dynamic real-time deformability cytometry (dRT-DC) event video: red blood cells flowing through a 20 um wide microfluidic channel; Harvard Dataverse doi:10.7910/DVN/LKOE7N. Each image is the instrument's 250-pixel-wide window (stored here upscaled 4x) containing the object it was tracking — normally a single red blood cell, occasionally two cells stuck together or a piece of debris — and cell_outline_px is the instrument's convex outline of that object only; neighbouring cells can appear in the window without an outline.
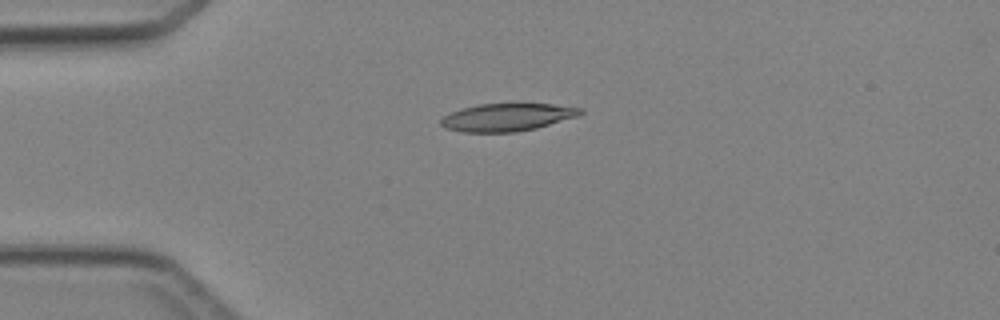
{"species": "Egyptian fruit bat (a non-hibernating species)", "species_latin": "Rousettus aegyptiacus", "temperature_condition": "cold", "stored_images_in_passage": 2, "camera_frame_rate_fps": 3000, "um_per_image_px": 0.085, "animal": {"sex": "female"}, "frame": {"image": 1, "passage_image": 1, "time_ms": 0.0, "image_size_px": [1000, 320], "cell_outline_px": [[584, 112], [580, 116], [536, 128], [516, 132], [460, 132], [444, 128], [440, 124], [440, 120], [444, 116], [460, 108], [480, 104], [516, 100], [520, 100], [584, 108]], "centroid_in_image_um": [43.16, 9.91], "position_along_channel_um": 41.8, "area_um2": 23.76}}
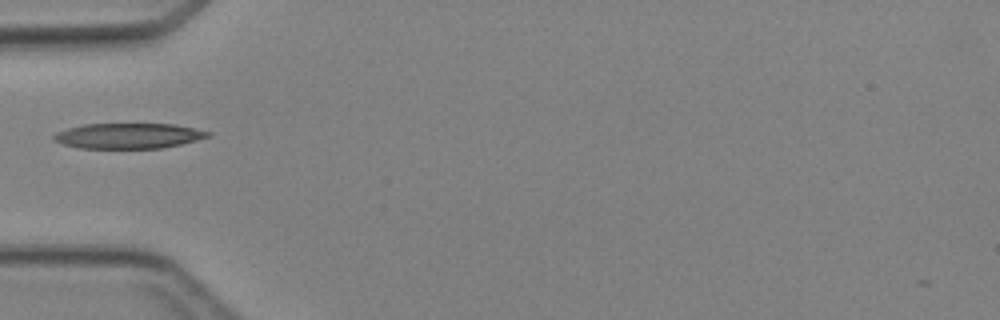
{"frame": {"image": 2, "passage_image": 2, "time_ms": 1.333, "image_size_px": [1000, 320], "cell_outline_px": [[212, 132], [208, 136], [196, 140], [180, 144], [160, 148], [80, 148], [64, 144], [52, 140], [52, 136], [56, 132], [68, 128], [84, 124], [176, 124]], "centroid_in_image_um": [10.89, 11.54], "position_along_channel_um": 74.1, "area_um2": 22.66}}